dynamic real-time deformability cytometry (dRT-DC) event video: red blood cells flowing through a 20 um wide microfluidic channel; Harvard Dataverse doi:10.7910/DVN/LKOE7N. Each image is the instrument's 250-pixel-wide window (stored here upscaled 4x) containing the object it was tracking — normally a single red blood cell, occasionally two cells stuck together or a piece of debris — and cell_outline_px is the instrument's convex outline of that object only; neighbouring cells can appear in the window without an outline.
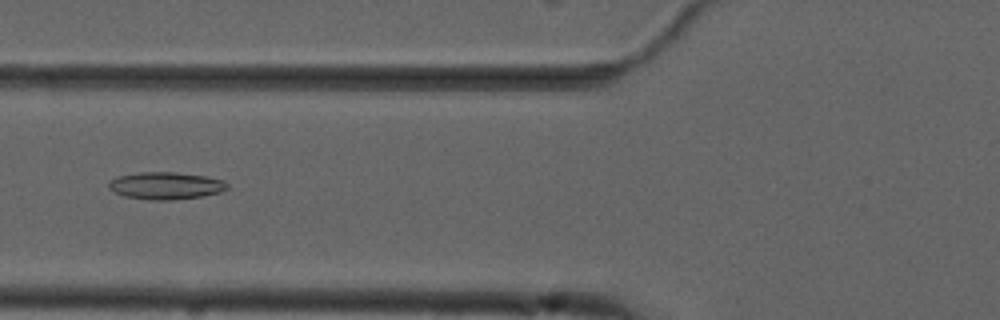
{"species": "common noctule bat (a hibernating species)", "species_latin": "Nyctalus noctula", "temperature_condition": "cold", "stored_images_in_passage": 56, "camera_frame_rate_fps": 3000, "um_per_image_px": 0.085, "animal": {"sex": "male", "forearm_length_mm": 52.5}, "frame": {"image": 1, "passage_image": 22, "time_ms": 7.0, "image_size_px": [1000, 320], "cell_outline_px": [[228, 188], [220, 192], [204, 196], [172, 200], [152, 200], [124, 196], [108, 188], [108, 184], [116, 176], [140, 172], [172, 172], [204, 176], [224, 180], [228, 184]], "centroid_in_image_um": [14.1, 15.78], "position_along_channel_um": 111.7, "area_um2": 18.79}}
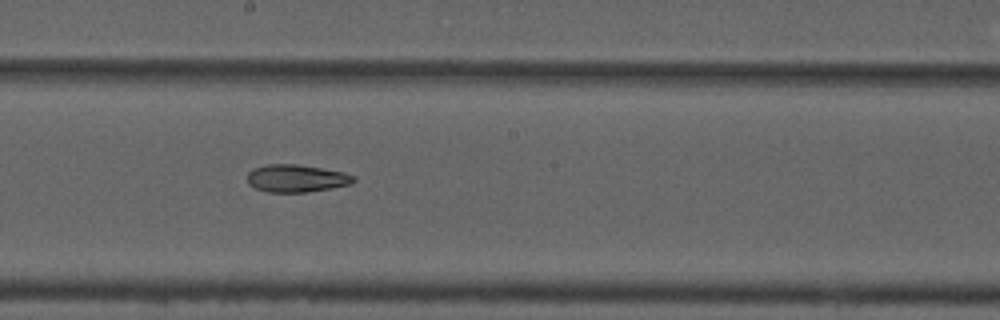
{"frame": {"image": 2, "passage_image": 31, "time_ms": 10.0, "image_size_px": [1000, 320], "cell_outline_px": [[356, 180], [352, 184], [332, 188], [308, 192], [268, 192], [256, 188], [248, 184], [248, 172], [252, 168], [264, 164], [296, 164], [344, 172], [356, 176]], "centroid_in_image_um": [25.2, 15.16], "position_along_channel_um": 223.0, "area_um2": 17.22}}
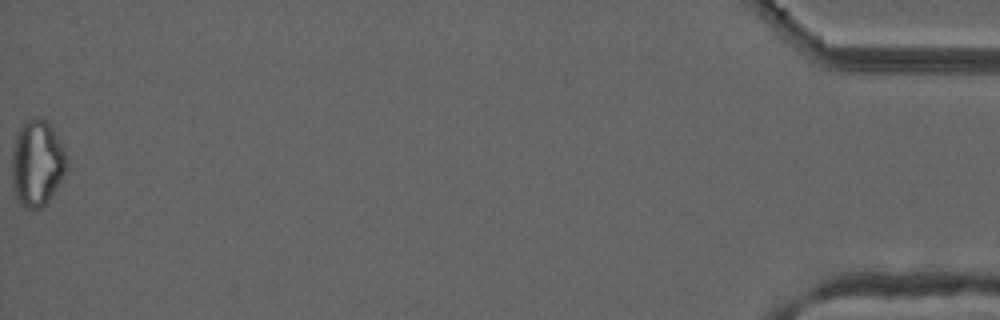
{"frame": {"image": 3, "passage_image": 56, "time_ms": 18.333, "image_size_px": [1000, 320], "cell_outline_px": [[68, 172], [52, 196], [40, 208], [24, 208], [16, 200], [12, 180], [12, 156], [16, 136], [24, 124], [32, 116], [44, 116], [48, 120], [68, 156]], "centroid_in_image_um": [3.19, 13.87], "position_along_channel_um": 432.0, "area_um2": 28.03}, "authors_computed_cell_mechanics": {"area_um2": 20.6346, "velocity_mm_per_s": 3.705, "shape_relaxation_time_tau1_ms": null, "shape_relaxation_time_tau2_ms": 6.4303, "deformation_change_tau1": null, "deformation_change_tau2": 0.1582}}